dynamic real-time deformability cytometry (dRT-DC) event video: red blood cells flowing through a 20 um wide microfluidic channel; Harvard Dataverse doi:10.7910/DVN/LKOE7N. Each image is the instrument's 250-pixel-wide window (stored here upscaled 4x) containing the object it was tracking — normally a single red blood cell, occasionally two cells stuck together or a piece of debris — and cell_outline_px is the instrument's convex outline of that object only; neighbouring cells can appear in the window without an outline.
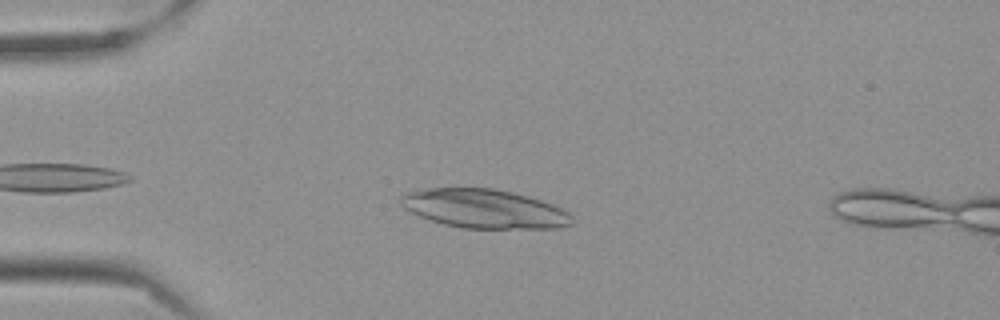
{"species": "Egyptian fruit bat (a non-hibernating species)", "species_latin": "Rousettus aegyptiacus", "temperature_condition": "cold", "stored_images_in_passage": 45, "camera_frame_rate_fps": 3000, "um_per_image_px": 0.085, "frame": {"image": 1, "passage_image": 7, "time_ms": 2.0, "image_size_px": [1000, 320], "cell_outline_px": [[572, 224], [556, 228], [464, 228], [444, 224], [420, 216], [404, 208], [400, 204], [400, 196], [404, 192], [428, 188], [492, 188], [512, 192], [528, 196], [552, 204], [568, 212], [572, 216]], "centroid_in_image_um": [41.14, 17.73], "position_along_channel_um": 43.9, "area_um2": 38.67}}
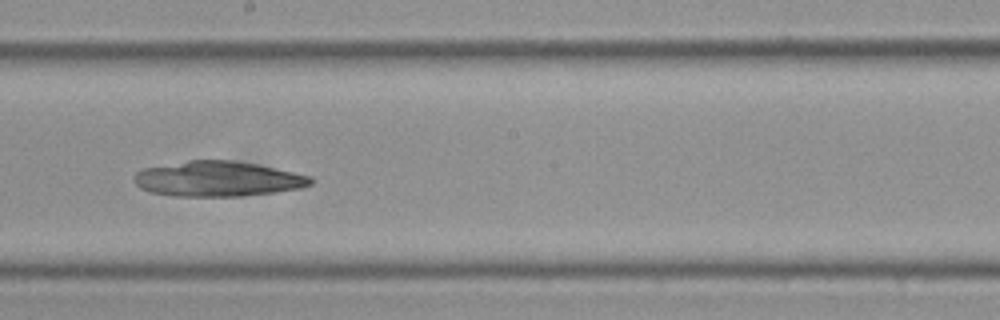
{"frame": {"image": 2, "passage_image": 25, "time_ms": 8.0, "image_size_px": [1000, 320], "cell_outline_px": [[312, 184], [300, 188], [272, 192], [240, 196], [172, 196], [152, 192], [140, 188], [132, 180], [132, 176], [136, 172], [144, 168], [188, 160], [232, 160], [256, 164], [312, 176]], "centroid_in_image_um": [18.47, 15.2], "position_along_channel_um": 229.7, "area_um2": 36.13}}
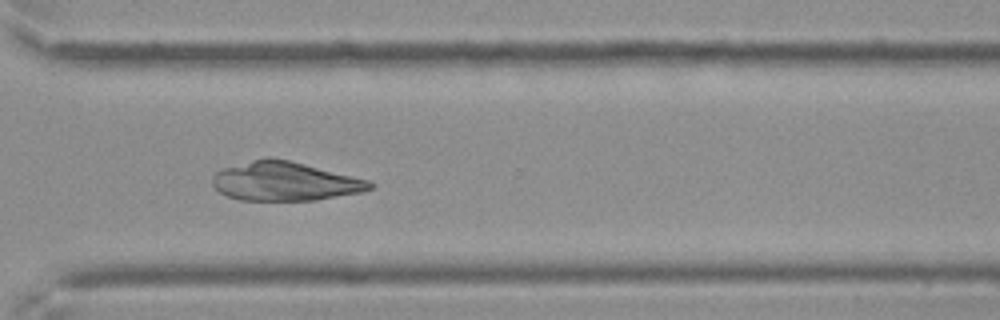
{"frame": {"image": 3, "passage_image": 35, "time_ms": 11.333, "image_size_px": [1000, 320], "cell_outline_px": [[376, 184], [372, 188], [360, 192], [316, 200], [240, 200], [228, 196], [220, 192], [212, 184], [212, 176], [216, 172], [224, 168], [264, 156], [268, 156], [288, 160], [368, 180]], "centroid_in_image_um": [24.18, 15.41], "position_along_channel_um": 346.4, "area_um2": 35.43}}